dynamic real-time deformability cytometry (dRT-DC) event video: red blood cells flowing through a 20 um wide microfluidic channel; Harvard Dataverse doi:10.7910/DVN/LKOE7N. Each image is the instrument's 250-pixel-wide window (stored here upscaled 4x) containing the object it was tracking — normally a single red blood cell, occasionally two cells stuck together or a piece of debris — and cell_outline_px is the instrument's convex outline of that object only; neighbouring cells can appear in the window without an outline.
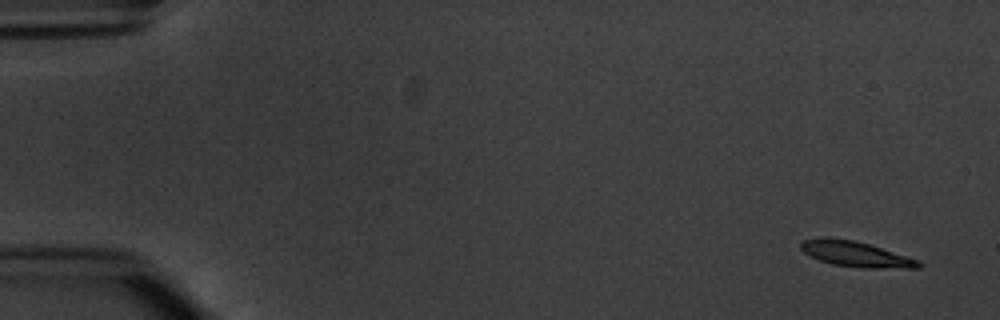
{"species": "common noctule bat (a hibernating species)", "species_latin": "Nyctalus noctula", "temperature_condition": "warm", "stored_images_in_passage": 6, "camera_frame_rate_fps": 3000, "um_per_image_px": 0.085, "animal": {"sex": "male", "body_mass_g": 20.1, "forearm_length_mm": 53.5}, "frame": {"image": 1, "passage_image": 1, "time_ms": 0.0, "image_size_px": [1000, 320], "cell_outline_px": [[924, 264], [920, 268], [860, 268], [832, 264], [820, 260], [804, 252], [800, 248], [800, 244], [804, 240], [852, 240], [868, 244], [920, 260]], "centroid_in_image_um": [72.87, 21.65], "position_along_channel_um": 12.1, "area_um2": 16.76}}